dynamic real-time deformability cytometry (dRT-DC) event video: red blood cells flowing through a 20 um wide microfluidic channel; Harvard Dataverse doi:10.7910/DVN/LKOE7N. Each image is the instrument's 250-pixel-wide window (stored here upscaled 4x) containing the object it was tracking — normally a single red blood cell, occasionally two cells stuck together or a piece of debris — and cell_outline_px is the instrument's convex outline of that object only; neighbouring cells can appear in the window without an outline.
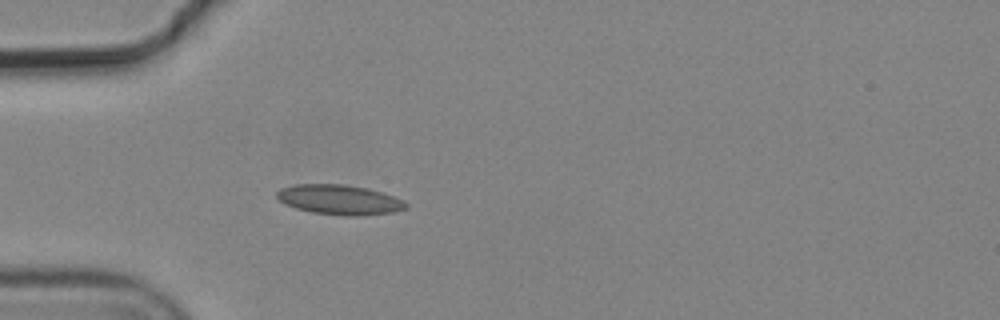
{"species": "common noctule bat (a hibernating species)", "species_latin": "Nyctalus noctula", "temperature_condition": "cold", "stored_images_in_passage": 1, "camera_frame_rate_fps": 3000, "um_per_image_px": 0.085, "animal": {"sex": "male", "body_mass_g": 19.2, "forearm_length_mm": 51.8}, "frame": {"image": 1, "passage_image": 1, "time_ms": 0.0, "image_size_px": [1000, 320], "cell_outline_px": [[408, 208], [392, 212], [356, 216], [344, 216], [312, 212], [296, 208], [284, 204], [276, 196], [276, 192], [280, 188], [296, 184], [344, 184], [368, 188], [404, 200], [408, 204]], "centroid_in_image_um": [28.84, 16.97], "position_along_channel_um": 56.2, "area_um2": 22.48}}